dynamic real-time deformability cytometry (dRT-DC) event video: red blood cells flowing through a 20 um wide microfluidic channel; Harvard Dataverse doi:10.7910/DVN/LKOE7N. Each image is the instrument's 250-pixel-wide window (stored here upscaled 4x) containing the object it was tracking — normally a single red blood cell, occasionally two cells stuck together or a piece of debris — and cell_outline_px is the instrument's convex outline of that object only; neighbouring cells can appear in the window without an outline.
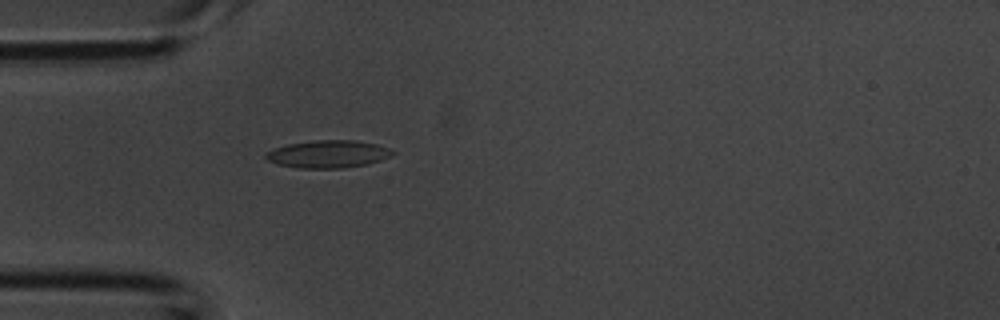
{"species": "common noctule bat (a hibernating species)", "species_latin": "Nyctalus noctula", "temperature_condition": "room temperature", "stored_images_in_passage": 3, "camera_frame_rate_fps": 3000, "um_per_image_px": 0.085, "animal": {"sex": "male", "body_mass_g": 20.1, "forearm_length_mm": 53.5}, "frame": {"image": 1, "passage_image": 3, "time_ms": 0.667, "image_size_px": [1000, 320], "cell_outline_px": [[396, 152], [392, 156], [368, 164], [344, 168], [300, 168], [276, 164], [268, 160], [264, 156], [268, 152], [276, 148], [288, 144], [316, 140], [352, 140], [376, 144], [388, 148]], "centroid_in_image_um": [27.91, 13.1], "position_along_channel_um": 57.1, "area_um2": 20.23}}